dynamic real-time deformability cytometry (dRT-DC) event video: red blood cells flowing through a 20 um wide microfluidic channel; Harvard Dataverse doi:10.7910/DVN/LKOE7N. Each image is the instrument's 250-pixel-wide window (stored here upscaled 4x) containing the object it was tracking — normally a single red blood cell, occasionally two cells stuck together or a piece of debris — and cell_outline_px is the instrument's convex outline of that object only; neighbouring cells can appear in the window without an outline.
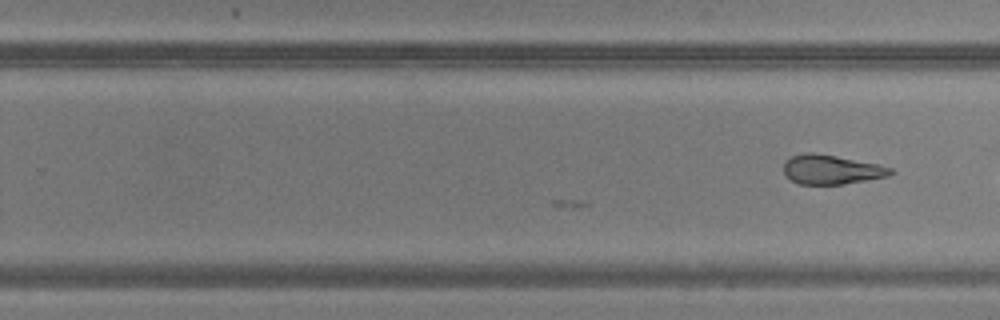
{"species": "common noctule bat (a hibernating species)", "species_latin": "Nyctalus noctula", "temperature_condition": "warm", "stored_images_in_passage": 16, "camera_frame_rate_fps": 3000, "um_per_image_px": 0.085, "animal": {"sex": "male", "body_mass_g": 20.5, "forearm_length_mm": 52.5}, "frame": {"image": 1, "passage_image": 16, "time_ms": 5.0, "image_size_px": [1000, 320], "cell_outline_px": [[896, 172], [888, 176], [844, 184], [800, 184], [784, 176], [784, 160], [792, 156], [808, 152], [812, 152], [836, 156], [876, 164], [892, 168]], "centroid_in_image_um": [70.65, 14.41], "position_along_channel_um": 259.2, "area_um2": 18.21}}